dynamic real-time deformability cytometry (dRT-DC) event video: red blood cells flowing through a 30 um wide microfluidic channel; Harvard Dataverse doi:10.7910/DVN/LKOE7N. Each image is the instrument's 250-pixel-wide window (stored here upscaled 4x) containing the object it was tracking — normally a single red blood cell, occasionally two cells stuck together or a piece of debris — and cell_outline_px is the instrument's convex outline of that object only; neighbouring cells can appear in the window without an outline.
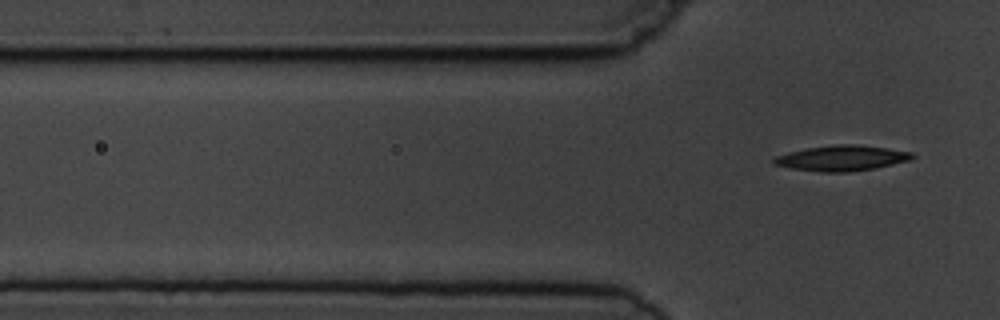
{"species": "common noctule bat (a hibernating species)", "species_latin": "Nyctalus noctula", "temperature_condition": "cold", "stored_images_in_passage": 9, "segment_of_instrument_passage": [2, 2], "camera_frame_rate_fps": 3000, "um_per_image_px": 0.085, "animal": {"sex": "male", "body_mass_g": 19.5, "forearm_length_mm": 54.6}, "frame": {"image": 1, "passage_image": 9, "time_ms": 9.667, "image_size_px": [1000, 320], "cell_outline_px": [[916, 156], [912, 160], [876, 168], [848, 172], [820, 172], [792, 168], [772, 164], [772, 160], [776, 156], [788, 152], [808, 148], [836, 144], [852, 144], [888, 148], [912, 152]], "centroid_in_image_um": [71.58, 13.44], "position_along_channel_um": 54.2, "area_um2": 20.58}}